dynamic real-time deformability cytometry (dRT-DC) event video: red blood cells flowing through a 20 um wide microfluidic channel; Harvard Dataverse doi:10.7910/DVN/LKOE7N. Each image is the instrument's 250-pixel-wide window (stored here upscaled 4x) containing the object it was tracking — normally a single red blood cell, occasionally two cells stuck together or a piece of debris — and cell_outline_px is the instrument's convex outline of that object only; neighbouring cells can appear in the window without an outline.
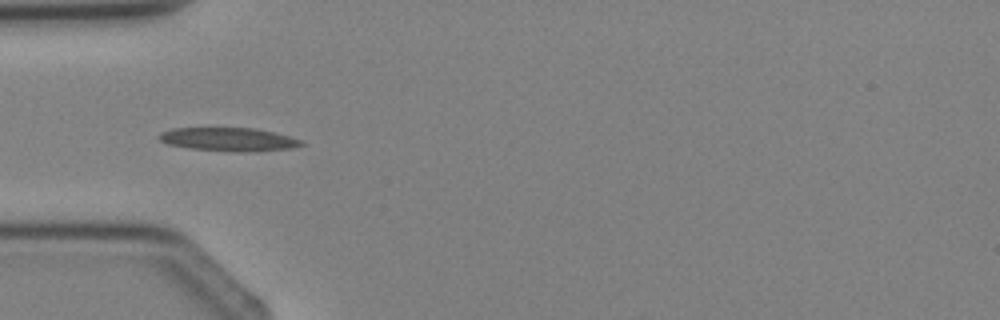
{"species": "Egyptian fruit bat (a non-hibernating species)", "species_latin": "Rousettus aegyptiacus", "temperature_condition": "cold", "stored_images_in_passage": 4, "camera_frame_rate_fps": 3000, "um_per_image_px": 0.085, "animal": {"sex": "female"}, "frame": {"image": 1, "passage_image": 4, "time_ms": 3.333, "image_size_px": [1000, 320], "cell_outline_px": [[304, 144], [292, 148], [248, 152], [240, 152], [188, 148], [168, 144], [160, 140], [156, 136], [160, 132], [172, 128], [256, 128], [304, 140]], "centroid_in_image_um": [19.42, 11.84], "position_along_channel_um": 65.6, "area_um2": 19.48}}